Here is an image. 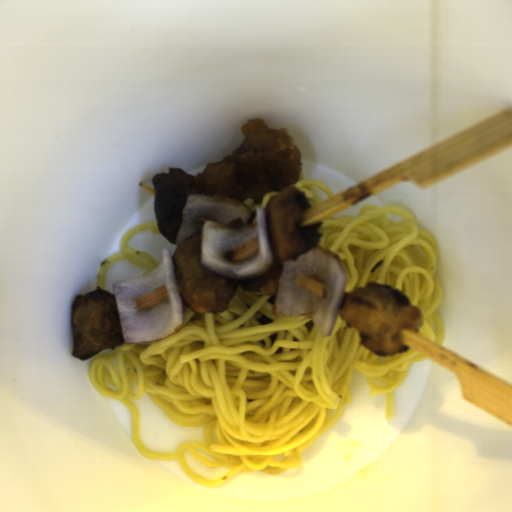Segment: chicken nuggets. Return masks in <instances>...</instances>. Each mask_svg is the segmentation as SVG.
I'll list each match as a JSON object with an SVG mask.
<instances>
[{
    "label": "chicken nuggets",
    "mask_w": 512,
    "mask_h": 512,
    "mask_svg": "<svg viewBox=\"0 0 512 512\" xmlns=\"http://www.w3.org/2000/svg\"><path fill=\"white\" fill-rule=\"evenodd\" d=\"M152 184L155 218L160 234L169 242L176 243L187 196H205L204 189L194 175L174 167H170L166 173L153 176Z\"/></svg>",
    "instance_id": "chicken-nuggets-4"
},
{
    "label": "chicken nuggets",
    "mask_w": 512,
    "mask_h": 512,
    "mask_svg": "<svg viewBox=\"0 0 512 512\" xmlns=\"http://www.w3.org/2000/svg\"><path fill=\"white\" fill-rule=\"evenodd\" d=\"M310 204L296 186L269 197L265 206L268 241L272 253L268 270L258 278L222 277L200 263L201 235L175 249L171 259L183 303L195 314L220 313L229 307L238 286L246 293L276 295L284 262L296 260L318 244L319 225L301 227Z\"/></svg>",
    "instance_id": "chicken-nuggets-1"
},
{
    "label": "chicken nuggets",
    "mask_w": 512,
    "mask_h": 512,
    "mask_svg": "<svg viewBox=\"0 0 512 512\" xmlns=\"http://www.w3.org/2000/svg\"><path fill=\"white\" fill-rule=\"evenodd\" d=\"M338 310L347 326L356 327L362 345L376 356L405 352L402 329L419 333L424 327L420 308L388 284L370 281L353 293H342Z\"/></svg>",
    "instance_id": "chicken-nuggets-2"
},
{
    "label": "chicken nuggets",
    "mask_w": 512,
    "mask_h": 512,
    "mask_svg": "<svg viewBox=\"0 0 512 512\" xmlns=\"http://www.w3.org/2000/svg\"><path fill=\"white\" fill-rule=\"evenodd\" d=\"M72 356L85 360L125 343L115 295L97 286L71 303Z\"/></svg>",
    "instance_id": "chicken-nuggets-3"
}]
</instances>
